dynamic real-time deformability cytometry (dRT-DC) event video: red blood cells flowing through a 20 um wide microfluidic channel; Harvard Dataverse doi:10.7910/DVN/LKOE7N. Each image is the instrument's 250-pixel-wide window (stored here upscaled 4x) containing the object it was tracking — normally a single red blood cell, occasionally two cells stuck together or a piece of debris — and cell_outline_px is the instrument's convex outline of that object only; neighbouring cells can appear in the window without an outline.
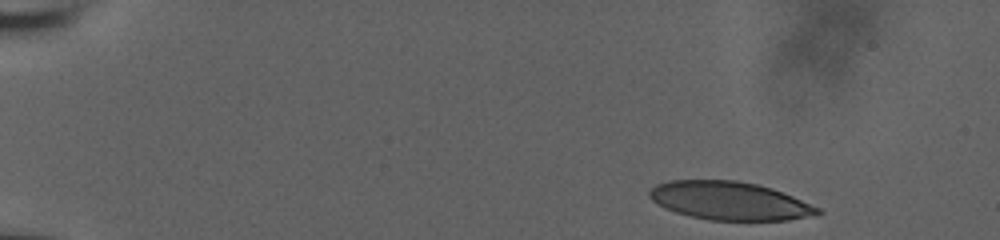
{"species": "human", "species_latin": "Homo sapiens", "temperature_condition": "room temperature", "stored_images_in_passage": 12, "camera_frame_rate_fps": 3000, "um_per_image_px": 0.085, "donor": {"sex": "male"}, "frame": {"image": 1, "passage_image": 1, "time_ms": 0.0, "image_size_px": [1000, 240], "cell_outline_px": [[824, 212], [816, 216], [788, 220], [708, 220], [676, 212], [664, 208], [652, 200], [648, 196], [648, 192], [656, 184], [668, 180], [736, 180], [756, 184], [772, 188], [792, 196], [820, 208]], "centroid_in_image_um": [62.03, 17.07], "position_along_channel_um": 23.0, "area_um2": 37.63}}
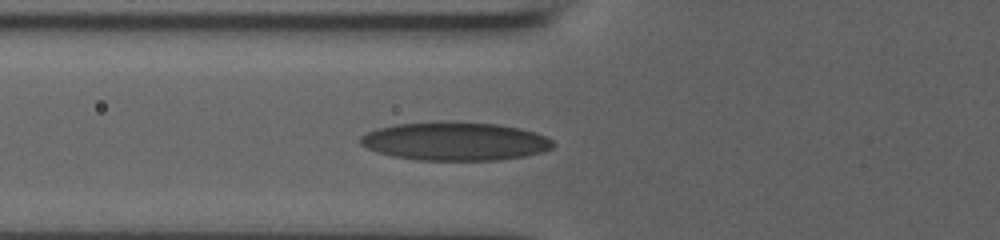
{"frame": {"image": 2, "passage_image": 9, "time_ms": 2.667, "image_size_px": [1000, 240], "cell_outline_px": [[556, 144], [552, 148], [540, 152], [524, 156], [500, 160], [420, 160], [392, 156], [376, 152], [360, 144], [360, 136], [368, 132], [380, 128], [396, 124], [496, 124], [520, 128], [544, 136], [552, 140]], "centroid_in_image_um": [38.69, 12.05], "position_along_channel_um": 87.1, "area_um2": 41.79}}
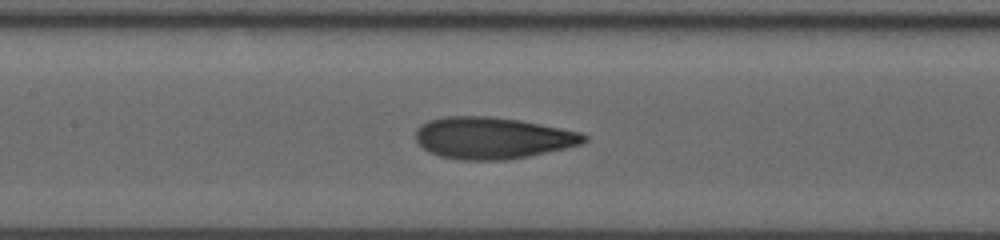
{"frame": {"image": 3, "passage_image": 12, "time_ms": 3.667, "image_size_px": [1000, 240], "cell_outline_px": [[588, 140], [580, 144], [564, 148], [528, 156], [504, 160], [464, 160], [440, 156], [428, 152], [416, 140], [416, 128], [420, 124], [428, 120], [444, 116], [488, 116], [520, 120], [580, 132], [588, 136]], "centroid_in_image_um": [41.82, 11.72], "position_along_channel_um": 165.6, "area_um2": 40.81}}